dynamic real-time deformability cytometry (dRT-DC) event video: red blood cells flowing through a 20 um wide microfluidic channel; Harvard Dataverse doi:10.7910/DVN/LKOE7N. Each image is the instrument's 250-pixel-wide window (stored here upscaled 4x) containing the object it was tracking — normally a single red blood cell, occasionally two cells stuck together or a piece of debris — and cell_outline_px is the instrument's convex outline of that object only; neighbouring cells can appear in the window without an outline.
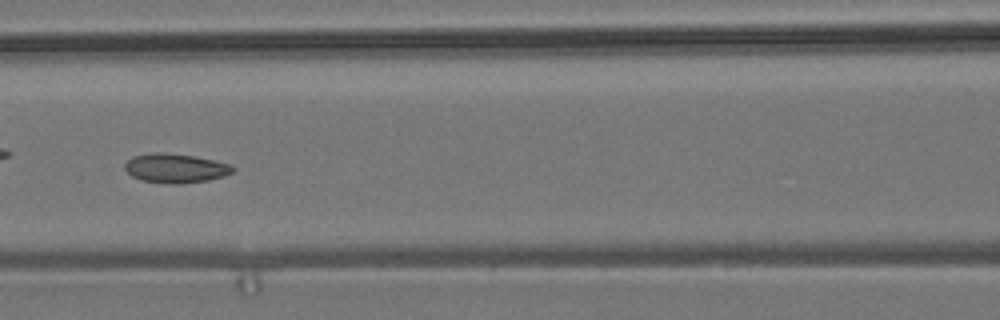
{"species": "common noctule bat (a hibernating species)", "species_latin": "Nyctalus noctula", "temperature_condition": "room temperature", "stored_images_in_passage": 6, "camera_frame_rate_fps": 3000, "um_per_image_px": 0.085, "animal": {"sex": "male", "body_mass_g": 19.2, "forearm_length_mm": 51.8}, "frame": {"image": 1, "passage_image": 6, "time_ms": 5.667, "image_size_px": [1000, 320], "cell_outline_px": [[236, 168], [232, 172], [224, 176], [208, 180], [180, 184], [172, 184], [144, 180], [132, 176], [124, 168], [124, 164], [132, 156], [152, 152], [160, 152], [196, 156], [232, 164]], "centroid_in_image_um": [14.94, 14.28], "position_along_channel_um": 151.7, "area_um2": 18.44}}